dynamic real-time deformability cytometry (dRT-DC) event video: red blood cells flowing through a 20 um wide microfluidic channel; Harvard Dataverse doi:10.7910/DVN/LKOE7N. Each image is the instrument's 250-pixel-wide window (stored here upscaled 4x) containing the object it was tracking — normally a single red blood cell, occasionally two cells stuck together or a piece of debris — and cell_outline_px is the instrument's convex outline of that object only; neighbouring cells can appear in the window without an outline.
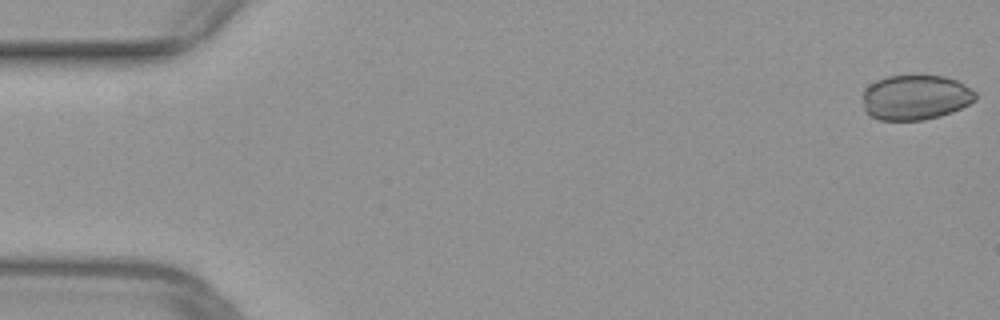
{"species": "common noctule bat (a hibernating species)", "species_latin": "Nyctalus noctula", "temperature_condition": "warm", "stored_images_in_passage": 51, "camera_frame_rate_fps": 3000, "um_per_image_px": 0.085, "animal": {"sex": "female", "body_mass_g": 29.2, "forearm_length_mm": 56.3}, "frame": {"image": 1, "passage_image": 1, "time_ms": 0.0, "image_size_px": [1000, 320], "cell_outline_px": [[976, 100], [952, 112], [940, 116], [924, 120], [880, 120], [868, 116], [864, 112], [864, 92], [868, 84], [876, 80], [888, 76], [944, 76], [956, 80], [964, 84], [976, 92]], "centroid_in_image_um": [77.8, 8.29], "position_along_channel_um": 7.2, "area_um2": 29.65}}
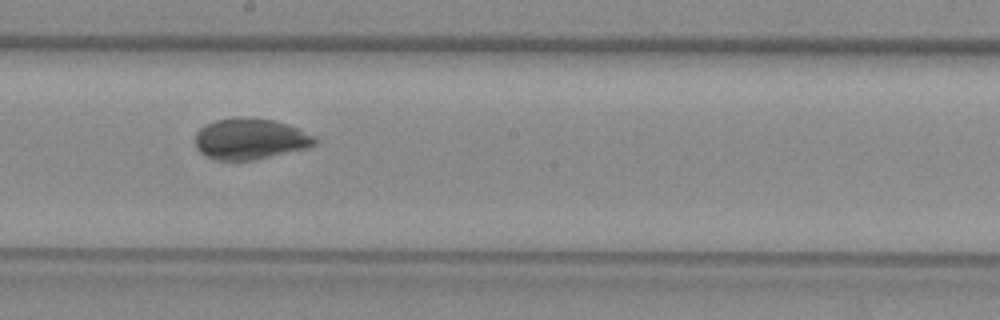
{"frame": {"image": 2, "passage_image": 28, "time_ms": 9.0, "image_size_px": [1000, 320], "cell_outline_px": [[320, 140], [316, 144], [308, 148], [252, 160], [216, 160], [200, 152], [196, 148], [196, 132], [200, 128], [216, 120], [272, 120], [288, 124], [316, 136]], "centroid_in_image_um": [21.32, 11.85], "position_along_channel_um": 226.9, "area_um2": 27.8}}
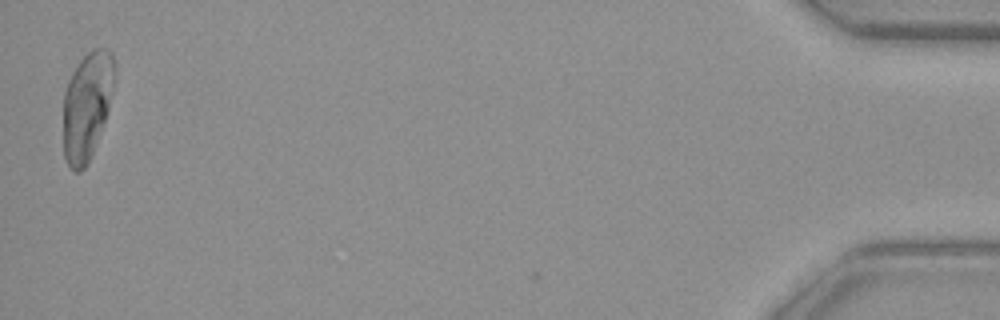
{"frame": {"image": 3, "passage_image": 50, "time_ms": 16.333, "image_size_px": [1000, 320], "cell_outline_px": [[116, 68], [112, 92], [108, 108], [104, 120], [88, 164], [80, 172], [76, 172], [68, 164], [64, 156], [64, 92], [68, 80], [72, 72], [80, 60], [92, 48], [108, 48], [112, 52]], "centroid_in_image_um": [7.4, 8.93], "position_along_channel_um": 427.8, "area_um2": 32.02}}